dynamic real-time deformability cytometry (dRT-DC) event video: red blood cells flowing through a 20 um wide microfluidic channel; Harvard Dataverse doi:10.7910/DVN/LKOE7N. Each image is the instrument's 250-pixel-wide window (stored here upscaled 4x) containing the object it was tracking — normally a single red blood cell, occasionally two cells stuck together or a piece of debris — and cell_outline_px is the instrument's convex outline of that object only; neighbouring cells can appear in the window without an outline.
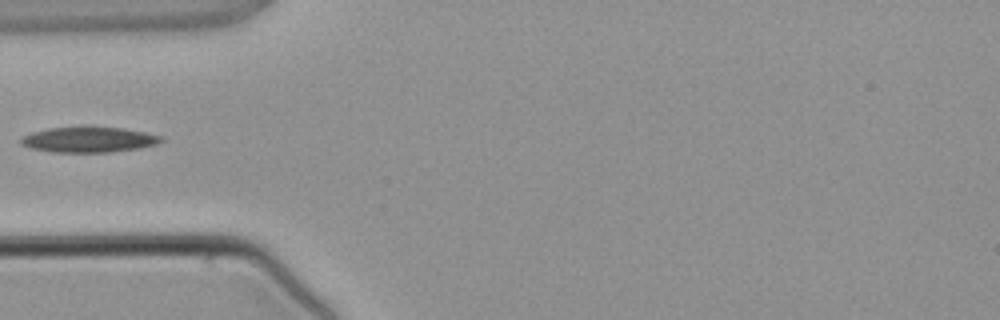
{"species": "common noctule bat (a hibernating species)", "species_latin": "Nyctalus noctula", "temperature_condition": "warm", "stored_images_in_passage": 3, "camera_frame_rate_fps": 3000, "um_per_image_px": 0.085, "animal": {"sex": "male", "body_mass_g": 21.5, "forearm_length_mm": 52.0}, "frame": {"image": 1, "passage_image": 3, "time_ms": 2.333, "image_size_px": [1000, 320], "cell_outline_px": [[164, 140], [156, 144], [140, 148], [112, 152], [52, 152], [32, 148], [20, 144], [20, 136], [32, 132], [48, 128], [124, 128], [164, 136]], "centroid_in_image_um": [7.55, 11.88], "position_along_channel_um": 77.4, "area_um2": 20.58}}